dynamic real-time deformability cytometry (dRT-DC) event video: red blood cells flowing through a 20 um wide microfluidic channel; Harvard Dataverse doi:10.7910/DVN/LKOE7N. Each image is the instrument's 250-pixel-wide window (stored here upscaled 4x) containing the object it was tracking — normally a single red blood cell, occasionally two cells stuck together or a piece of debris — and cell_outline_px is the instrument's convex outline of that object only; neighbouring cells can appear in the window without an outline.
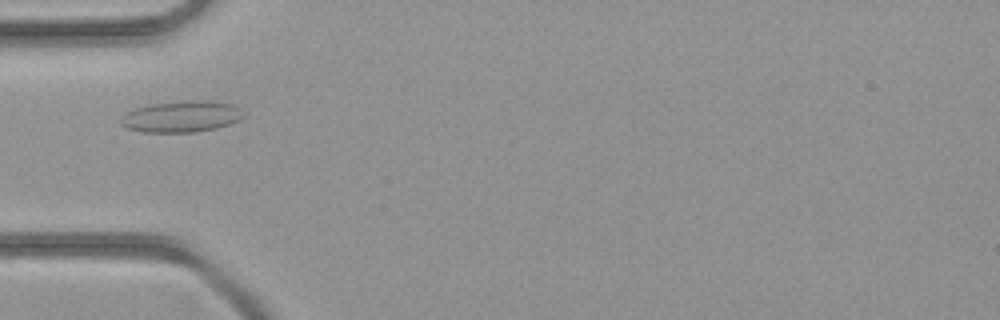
{"species": "common noctule bat (a hibernating species)", "species_latin": "Nyctalus noctula", "temperature_condition": "room temperature", "stored_images_in_passage": 27, "camera_frame_rate_fps": 3000, "um_per_image_px": 0.085, "animal": {"sex": "female", "body_mass_g": 21.9}, "frame": {"image": 1, "passage_image": 3, "time_ms": 0.667, "image_size_px": [1000, 320], "cell_outline_px": [[244, 116], [240, 120], [216, 128], [196, 132], [144, 132], [128, 128], [120, 124], [120, 120], [124, 112], [132, 108], [148, 104], [184, 100], [212, 100], [232, 104], [240, 108]], "centroid_in_image_um": [15.4, 9.89], "position_along_channel_um": 69.6, "area_um2": 22.77}}
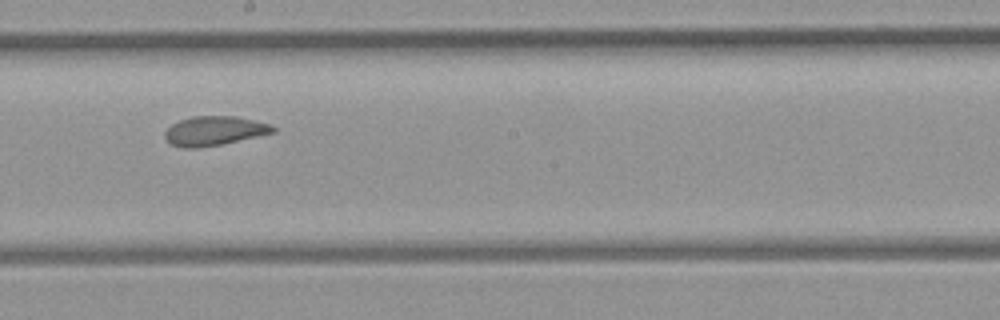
{"frame": {"image": 2, "passage_image": 13, "time_ms": 4.0, "image_size_px": [1000, 320], "cell_outline_px": [[276, 132], [220, 144], [196, 148], [184, 148], [172, 144], [164, 136], [164, 132], [172, 124], [180, 120], [192, 116], [236, 116], [268, 124], [276, 128]], "centroid_in_image_um": [18.19, 11.11], "position_along_channel_um": 230.0, "area_um2": 18.15}}
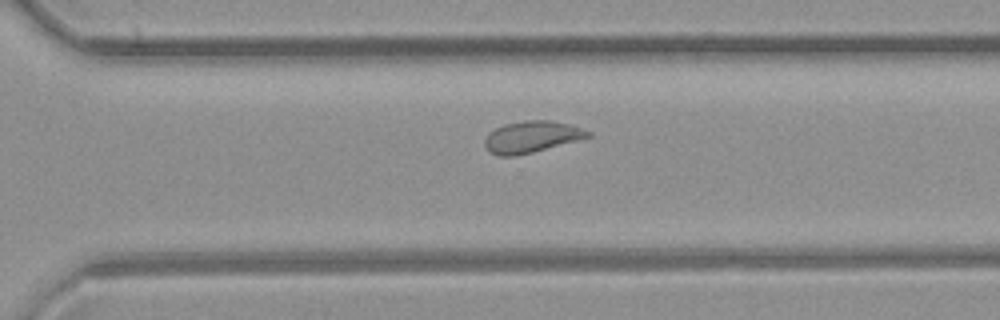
{"frame": {"image": 3, "passage_image": 19, "time_ms": 6.0, "image_size_px": [1000, 320], "cell_outline_px": [[592, 136], [580, 140], [532, 152], [512, 156], [500, 156], [488, 152], [484, 144], [484, 140], [488, 132], [504, 124], [524, 120], [552, 120], [568, 124], [592, 132]], "centroid_in_image_um": [45.17, 11.63], "position_along_channel_um": 325.4, "area_um2": 19.07}}